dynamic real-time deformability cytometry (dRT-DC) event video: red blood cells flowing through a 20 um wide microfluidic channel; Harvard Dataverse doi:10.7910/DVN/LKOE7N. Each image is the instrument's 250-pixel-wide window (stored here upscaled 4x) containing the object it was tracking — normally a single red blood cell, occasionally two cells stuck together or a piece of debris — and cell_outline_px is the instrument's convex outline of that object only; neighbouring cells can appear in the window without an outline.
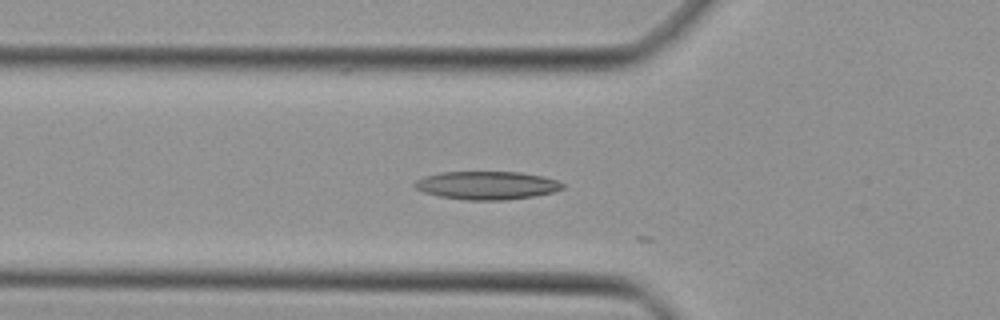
{"species": "Egyptian fruit bat (a non-hibernating species)", "species_latin": "Rousettus aegyptiacus", "temperature_condition": "cold", "stored_images_in_passage": 20, "camera_frame_rate_fps": 3000, "um_per_image_px": 0.085, "animal": {"sex": "female"}, "frame": {"image": 1, "passage_image": 17, "time_ms": 5.333, "image_size_px": [1000, 320], "cell_outline_px": [[564, 188], [552, 192], [536, 196], [504, 200], [464, 200], [440, 196], [424, 192], [416, 188], [412, 184], [416, 180], [424, 176], [440, 172], [520, 172], [544, 176], [556, 180], [564, 184]], "centroid_in_image_um": [41.38, 15.75], "position_along_channel_um": 84.4, "area_um2": 24.39}}